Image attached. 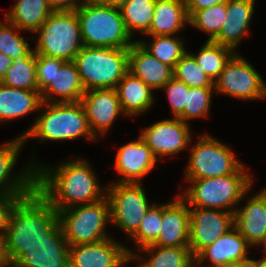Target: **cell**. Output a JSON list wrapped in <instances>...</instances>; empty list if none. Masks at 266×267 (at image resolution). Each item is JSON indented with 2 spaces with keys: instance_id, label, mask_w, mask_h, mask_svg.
I'll use <instances>...</instances> for the list:
<instances>
[{
  "instance_id": "1f68e13d",
  "label": "cell",
  "mask_w": 266,
  "mask_h": 267,
  "mask_svg": "<svg viewBox=\"0 0 266 267\" xmlns=\"http://www.w3.org/2000/svg\"><path fill=\"white\" fill-rule=\"evenodd\" d=\"M156 0H129L120 7L122 19L128 33H146L152 23Z\"/></svg>"
},
{
  "instance_id": "b9f144b4",
  "label": "cell",
  "mask_w": 266,
  "mask_h": 267,
  "mask_svg": "<svg viewBox=\"0 0 266 267\" xmlns=\"http://www.w3.org/2000/svg\"><path fill=\"white\" fill-rule=\"evenodd\" d=\"M227 0H185L188 16L190 17L195 11L210 8Z\"/></svg>"
},
{
  "instance_id": "f907efd6",
  "label": "cell",
  "mask_w": 266,
  "mask_h": 267,
  "mask_svg": "<svg viewBox=\"0 0 266 267\" xmlns=\"http://www.w3.org/2000/svg\"><path fill=\"white\" fill-rule=\"evenodd\" d=\"M11 265V266H10ZM20 267L19 265H17L16 263H13V262H9L8 264H5L4 266L2 267Z\"/></svg>"
},
{
  "instance_id": "8fae6325",
  "label": "cell",
  "mask_w": 266,
  "mask_h": 267,
  "mask_svg": "<svg viewBox=\"0 0 266 267\" xmlns=\"http://www.w3.org/2000/svg\"><path fill=\"white\" fill-rule=\"evenodd\" d=\"M214 92L243 100L266 98V83L244 58L235 54L214 81Z\"/></svg>"
},
{
  "instance_id": "83f0119b",
  "label": "cell",
  "mask_w": 266,
  "mask_h": 267,
  "mask_svg": "<svg viewBox=\"0 0 266 267\" xmlns=\"http://www.w3.org/2000/svg\"><path fill=\"white\" fill-rule=\"evenodd\" d=\"M53 12L48 0H17L5 19L20 30L36 32Z\"/></svg>"
},
{
  "instance_id": "74e56055",
  "label": "cell",
  "mask_w": 266,
  "mask_h": 267,
  "mask_svg": "<svg viewBox=\"0 0 266 267\" xmlns=\"http://www.w3.org/2000/svg\"><path fill=\"white\" fill-rule=\"evenodd\" d=\"M214 87H190L182 111V121L208 116Z\"/></svg>"
},
{
  "instance_id": "f6af8a7d",
  "label": "cell",
  "mask_w": 266,
  "mask_h": 267,
  "mask_svg": "<svg viewBox=\"0 0 266 267\" xmlns=\"http://www.w3.org/2000/svg\"><path fill=\"white\" fill-rule=\"evenodd\" d=\"M10 259L7 254L5 236L0 234V267L8 264Z\"/></svg>"
},
{
  "instance_id": "4316f807",
  "label": "cell",
  "mask_w": 266,
  "mask_h": 267,
  "mask_svg": "<svg viewBox=\"0 0 266 267\" xmlns=\"http://www.w3.org/2000/svg\"><path fill=\"white\" fill-rule=\"evenodd\" d=\"M42 108L43 101L38 90L12 88L0 82V123Z\"/></svg>"
},
{
  "instance_id": "c3c4849f",
  "label": "cell",
  "mask_w": 266,
  "mask_h": 267,
  "mask_svg": "<svg viewBox=\"0 0 266 267\" xmlns=\"http://www.w3.org/2000/svg\"><path fill=\"white\" fill-rule=\"evenodd\" d=\"M255 267H266V260L263 258L258 261L255 260Z\"/></svg>"
},
{
  "instance_id": "7bdbcfd3",
  "label": "cell",
  "mask_w": 266,
  "mask_h": 267,
  "mask_svg": "<svg viewBox=\"0 0 266 267\" xmlns=\"http://www.w3.org/2000/svg\"><path fill=\"white\" fill-rule=\"evenodd\" d=\"M79 1L80 0H48L53 11H76L86 0Z\"/></svg>"
},
{
  "instance_id": "d4e9b609",
  "label": "cell",
  "mask_w": 266,
  "mask_h": 267,
  "mask_svg": "<svg viewBox=\"0 0 266 267\" xmlns=\"http://www.w3.org/2000/svg\"><path fill=\"white\" fill-rule=\"evenodd\" d=\"M186 23L189 16L185 0H156L152 23L145 35L174 36Z\"/></svg>"
},
{
  "instance_id": "6da1fadb",
  "label": "cell",
  "mask_w": 266,
  "mask_h": 267,
  "mask_svg": "<svg viewBox=\"0 0 266 267\" xmlns=\"http://www.w3.org/2000/svg\"><path fill=\"white\" fill-rule=\"evenodd\" d=\"M96 173L85 159L72 160L57 168H35V189L59 212L103 199Z\"/></svg>"
},
{
  "instance_id": "cb8c5ba5",
  "label": "cell",
  "mask_w": 266,
  "mask_h": 267,
  "mask_svg": "<svg viewBox=\"0 0 266 267\" xmlns=\"http://www.w3.org/2000/svg\"><path fill=\"white\" fill-rule=\"evenodd\" d=\"M85 92L77 67L70 61L56 67L55 74L50 84L41 92V97L43 102H78ZM53 94L61 98L55 101Z\"/></svg>"
},
{
  "instance_id": "7dc6e473",
  "label": "cell",
  "mask_w": 266,
  "mask_h": 267,
  "mask_svg": "<svg viewBox=\"0 0 266 267\" xmlns=\"http://www.w3.org/2000/svg\"><path fill=\"white\" fill-rule=\"evenodd\" d=\"M229 267H255V260L248 258L244 261L235 262Z\"/></svg>"
},
{
  "instance_id": "9c48e42d",
  "label": "cell",
  "mask_w": 266,
  "mask_h": 267,
  "mask_svg": "<svg viewBox=\"0 0 266 267\" xmlns=\"http://www.w3.org/2000/svg\"><path fill=\"white\" fill-rule=\"evenodd\" d=\"M196 142L190 150L186 180L225 176L243 165L226 144L208 134L200 136Z\"/></svg>"
},
{
  "instance_id": "d590c367",
  "label": "cell",
  "mask_w": 266,
  "mask_h": 267,
  "mask_svg": "<svg viewBox=\"0 0 266 267\" xmlns=\"http://www.w3.org/2000/svg\"><path fill=\"white\" fill-rule=\"evenodd\" d=\"M173 74L176 79L182 81L188 87H214V82L198 66L189 52H186L176 63Z\"/></svg>"
},
{
  "instance_id": "f5cc1de1",
  "label": "cell",
  "mask_w": 266,
  "mask_h": 267,
  "mask_svg": "<svg viewBox=\"0 0 266 267\" xmlns=\"http://www.w3.org/2000/svg\"><path fill=\"white\" fill-rule=\"evenodd\" d=\"M263 193H264V195L266 196V189H263V190H261Z\"/></svg>"
},
{
  "instance_id": "ac0fdd59",
  "label": "cell",
  "mask_w": 266,
  "mask_h": 267,
  "mask_svg": "<svg viewBox=\"0 0 266 267\" xmlns=\"http://www.w3.org/2000/svg\"><path fill=\"white\" fill-rule=\"evenodd\" d=\"M161 232L153 245L189 247L190 211L187 203L176 196L171 203L163 204Z\"/></svg>"
},
{
  "instance_id": "7a4b0ae2",
  "label": "cell",
  "mask_w": 266,
  "mask_h": 267,
  "mask_svg": "<svg viewBox=\"0 0 266 267\" xmlns=\"http://www.w3.org/2000/svg\"><path fill=\"white\" fill-rule=\"evenodd\" d=\"M61 230L58 212L36 189L21 197L4 233L10 262L15 263L37 243L51 241Z\"/></svg>"
},
{
  "instance_id": "44dd1931",
  "label": "cell",
  "mask_w": 266,
  "mask_h": 267,
  "mask_svg": "<svg viewBox=\"0 0 266 267\" xmlns=\"http://www.w3.org/2000/svg\"><path fill=\"white\" fill-rule=\"evenodd\" d=\"M254 4L255 0H227V18L212 42L236 49L241 38L248 34Z\"/></svg>"
},
{
  "instance_id": "ee69618b",
  "label": "cell",
  "mask_w": 266,
  "mask_h": 267,
  "mask_svg": "<svg viewBox=\"0 0 266 267\" xmlns=\"http://www.w3.org/2000/svg\"><path fill=\"white\" fill-rule=\"evenodd\" d=\"M13 59L0 52V82L4 78L7 69L12 66Z\"/></svg>"
},
{
  "instance_id": "3957f363",
  "label": "cell",
  "mask_w": 266,
  "mask_h": 267,
  "mask_svg": "<svg viewBox=\"0 0 266 267\" xmlns=\"http://www.w3.org/2000/svg\"><path fill=\"white\" fill-rule=\"evenodd\" d=\"M245 168L242 165L235 173L221 177L186 180L191 185L179 196L193 207L235 213L236 204L247 196L252 187L253 176Z\"/></svg>"
},
{
  "instance_id": "4fadbf2b",
  "label": "cell",
  "mask_w": 266,
  "mask_h": 267,
  "mask_svg": "<svg viewBox=\"0 0 266 267\" xmlns=\"http://www.w3.org/2000/svg\"><path fill=\"white\" fill-rule=\"evenodd\" d=\"M134 254L109 237L97 243L69 246V267H123Z\"/></svg>"
},
{
  "instance_id": "ab89813d",
  "label": "cell",
  "mask_w": 266,
  "mask_h": 267,
  "mask_svg": "<svg viewBox=\"0 0 266 267\" xmlns=\"http://www.w3.org/2000/svg\"><path fill=\"white\" fill-rule=\"evenodd\" d=\"M65 61L36 54V74L38 91L41 93L51 82L55 74L56 67H61Z\"/></svg>"
},
{
  "instance_id": "277c9868",
  "label": "cell",
  "mask_w": 266,
  "mask_h": 267,
  "mask_svg": "<svg viewBox=\"0 0 266 267\" xmlns=\"http://www.w3.org/2000/svg\"><path fill=\"white\" fill-rule=\"evenodd\" d=\"M76 14L84 46L129 49L135 43L126 30L118 7L86 0Z\"/></svg>"
},
{
  "instance_id": "e0dca14e",
  "label": "cell",
  "mask_w": 266,
  "mask_h": 267,
  "mask_svg": "<svg viewBox=\"0 0 266 267\" xmlns=\"http://www.w3.org/2000/svg\"><path fill=\"white\" fill-rule=\"evenodd\" d=\"M157 160L140 136L137 141L119 147L115 157V168L117 173L123 176L118 182L141 183L142 177L154 168Z\"/></svg>"
},
{
  "instance_id": "52a82bcc",
  "label": "cell",
  "mask_w": 266,
  "mask_h": 267,
  "mask_svg": "<svg viewBox=\"0 0 266 267\" xmlns=\"http://www.w3.org/2000/svg\"><path fill=\"white\" fill-rule=\"evenodd\" d=\"M36 33V54L70 62L84 47L76 11H53Z\"/></svg>"
},
{
  "instance_id": "5bb4252c",
  "label": "cell",
  "mask_w": 266,
  "mask_h": 267,
  "mask_svg": "<svg viewBox=\"0 0 266 267\" xmlns=\"http://www.w3.org/2000/svg\"><path fill=\"white\" fill-rule=\"evenodd\" d=\"M191 136L188 122L174 117L158 121L140 134L156 159L157 155L161 158L178 154L191 143Z\"/></svg>"
},
{
  "instance_id": "ba28073f",
  "label": "cell",
  "mask_w": 266,
  "mask_h": 267,
  "mask_svg": "<svg viewBox=\"0 0 266 267\" xmlns=\"http://www.w3.org/2000/svg\"><path fill=\"white\" fill-rule=\"evenodd\" d=\"M64 237L69 246L97 243L110 236L105 226L111 222L107 197L91 203L67 208L58 212Z\"/></svg>"
},
{
  "instance_id": "484cf974",
  "label": "cell",
  "mask_w": 266,
  "mask_h": 267,
  "mask_svg": "<svg viewBox=\"0 0 266 267\" xmlns=\"http://www.w3.org/2000/svg\"><path fill=\"white\" fill-rule=\"evenodd\" d=\"M121 108L126 116L148 111L154 104L153 90L129 71L115 88Z\"/></svg>"
},
{
  "instance_id": "7c38bea8",
  "label": "cell",
  "mask_w": 266,
  "mask_h": 267,
  "mask_svg": "<svg viewBox=\"0 0 266 267\" xmlns=\"http://www.w3.org/2000/svg\"><path fill=\"white\" fill-rule=\"evenodd\" d=\"M189 248L195 259L234 227V213L195 207L190 208Z\"/></svg>"
},
{
  "instance_id": "681fc988",
  "label": "cell",
  "mask_w": 266,
  "mask_h": 267,
  "mask_svg": "<svg viewBox=\"0 0 266 267\" xmlns=\"http://www.w3.org/2000/svg\"><path fill=\"white\" fill-rule=\"evenodd\" d=\"M259 245H262L264 247V251L266 252V237L260 242ZM263 259L266 260V255H265V257Z\"/></svg>"
},
{
  "instance_id": "60d3db41",
  "label": "cell",
  "mask_w": 266,
  "mask_h": 267,
  "mask_svg": "<svg viewBox=\"0 0 266 267\" xmlns=\"http://www.w3.org/2000/svg\"><path fill=\"white\" fill-rule=\"evenodd\" d=\"M28 194H0V234L5 233L8 217L17 201Z\"/></svg>"
},
{
  "instance_id": "7402d4cb",
  "label": "cell",
  "mask_w": 266,
  "mask_h": 267,
  "mask_svg": "<svg viewBox=\"0 0 266 267\" xmlns=\"http://www.w3.org/2000/svg\"><path fill=\"white\" fill-rule=\"evenodd\" d=\"M234 226L251 246H259L266 237V196L259 191L234 213Z\"/></svg>"
},
{
  "instance_id": "603a6c76",
  "label": "cell",
  "mask_w": 266,
  "mask_h": 267,
  "mask_svg": "<svg viewBox=\"0 0 266 267\" xmlns=\"http://www.w3.org/2000/svg\"><path fill=\"white\" fill-rule=\"evenodd\" d=\"M15 263L20 267H69V245L63 231L51 241L37 243Z\"/></svg>"
},
{
  "instance_id": "5b68a950",
  "label": "cell",
  "mask_w": 266,
  "mask_h": 267,
  "mask_svg": "<svg viewBox=\"0 0 266 267\" xmlns=\"http://www.w3.org/2000/svg\"><path fill=\"white\" fill-rule=\"evenodd\" d=\"M47 106V107H46ZM47 109L35 119L34 124L21 135L27 138H39L41 141L74 140L86 137L98 140L90 130L87 116L80 101L78 102H43Z\"/></svg>"
},
{
  "instance_id": "ffe728a7",
  "label": "cell",
  "mask_w": 266,
  "mask_h": 267,
  "mask_svg": "<svg viewBox=\"0 0 266 267\" xmlns=\"http://www.w3.org/2000/svg\"><path fill=\"white\" fill-rule=\"evenodd\" d=\"M128 71L152 90L162 88L173 77V68L149 54L136 40L128 49Z\"/></svg>"
},
{
  "instance_id": "e575fe53",
  "label": "cell",
  "mask_w": 266,
  "mask_h": 267,
  "mask_svg": "<svg viewBox=\"0 0 266 267\" xmlns=\"http://www.w3.org/2000/svg\"><path fill=\"white\" fill-rule=\"evenodd\" d=\"M162 218L163 205L153 204L145 214L138 231L131 237L139 250L157 241L162 228Z\"/></svg>"
},
{
  "instance_id": "836d02e7",
  "label": "cell",
  "mask_w": 266,
  "mask_h": 267,
  "mask_svg": "<svg viewBox=\"0 0 266 267\" xmlns=\"http://www.w3.org/2000/svg\"><path fill=\"white\" fill-rule=\"evenodd\" d=\"M226 18V2H223L210 8L195 11L189 17V24L208 33V41H212L219 34Z\"/></svg>"
},
{
  "instance_id": "d6a6232c",
  "label": "cell",
  "mask_w": 266,
  "mask_h": 267,
  "mask_svg": "<svg viewBox=\"0 0 266 267\" xmlns=\"http://www.w3.org/2000/svg\"><path fill=\"white\" fill-rule=\"evenodd\" d=\"M173 35L152 36L153 41L149 45L144 41L138 42L153 57L160 62L175 68L176 63L187 52L184 48V41Z\"/></svg>"
},
{
  "instance_id": "816d5d0a",
  "label": "cell",
  "mask_w": 266,
  "mask_h": 267,
  "mask_svg": "<svg viewBox=\"0 0 266 267\" xmlns=\"http://www.w3.org/2000/svg\"><path fill=\"white\" fill-rule=\"evenodd\" d=\"M194 265V266H193ZM196 263H195V261L189 266V267H196ZM200 267V266H199Z\"/></svg>"
},
{
  "instance_id": "30bf717a",
  "label": "cell",
  "mask_w": 266,
  "mask_h": 267,
  "mask_svg": "<svg viewBox=\"0 0 266 267\" xmlns=\"http://www.w3.org/2000/svg\"><path fill=\"white\" fill-rule=\"evenodd\" d=\"M106 188L111 222L131 238L138 231L140 223L152 204H148L141 183L115 182Z\"/></svg>"
},
{
  "instance_id": "4dcf8cb0",
  "label": "cell",
  "mask_w": 266,
  "mask_h": 267,
  "mask_svg": "<svg viewBox=\"0 0 266 267\" xmlns=\"http://www.w3.org/2000/svg\"><path fill=\"white\" fill-rule=\"evenodd\" d=\"M190 54L193 56L198 66L214 82L229 60L235 55V50L207 40L200 48L198 54Z\"/></svg>"
},
{
  "instance_id": "f546056e",
  "label": "cell",
  "mask_w": 266,
  "mask_h": 267,
  "mask_svg": "<svg viewBox=\"0 0 266 267\" xmlns=\"http://www.w3.org/2000/svg\"><path fill=\"white\" fill-rule=\"evenodd\" d=\"M1 83L12 88L38 90L36 53L31 50L24 57L14 58Z\"/></svg>"
},
{
  "instance_id": "2e32d148",
  "label": "cell",
  "mask_w": 266,
  "mask_h": 267,
  "mask_svg": "<svg viewBox=\"0 0 266 267\" xmlns=\"http://www.w3.org/2000/svg\"><path fill=\"white\" fill-rule=\"evenodd\" d=\"M24 140L20 136L0 147V194H29L35 189V168L30 164L24 171L11 176ZM33 166V168H31ZM11 177V178H10Z\"/></svg>"
},
{
  "instance_id": "9a60e30c",
  "label": "cell",
  "mask_w": 266,
  "mask_h": 267,
  "mask_svg": "<svg viewBox=\"0 0 266 267\" xmlns=\"http://www.w3.org/2000/svg\"><path fill=\"white\" fill-rule=\"evenodd\" d=\"M80 103L87 116L90 130L96 138H98V132L106 134L120 113L125 115L115 89L86 91L82 95Z\"/></svg>"
},
{
  "instance_id": "8d00e7d4",
  "label": "cell",
  "mask_w": 266,
  "mask_h": 267,
  "mask_svg": "<svg viewBox=\"0 0 266 267\" xmlns=\"http://www.w3.org/2000/svg\"><path fill=\"white\" fill-rule=\"evenodd\" d=\"M17 30L20 29L9 21H0V52L11 59L24 57L32 50Z\"/></svg>"
},
{
  "instance_id": "f35d334b",
  "label": "cell",
  "mask_w": 266,
  "mask_h": 267,
  "mask_svg": "<svg viewBox=\"0 0 266 267\" xmlns=\"http://www.w3.org/2000/svg\"><path fill=\"white\" fill-rule=\"evenodd\" d=\"M163 88L167 92V98L171 105L174 118H179L182 120V111L184 104H186L187 93L190 87L173 77L162 87V89Z\"/></svg>"
},
{
  "instance_id": "bcb514c9",
  "label": "cell",
  "mask_w": 266,
  "mask_h": 267,
  "mask_svg": "<svg viewBox=\"0 0 266 267\" xmlns=\"http://www.w3.org/2000/svg\"><path fill=\"white\" fill-rule=\"evenodd\" d=\"M92 1L101 5L120 8L123 4H125L129 0H92Z\"/></svg>"
},
{
  "instance_id": "f1b7e54d",
  "label": "cell",
  "mask_w": 266,
  "mask_h": 267,
  "mask_svg": "<svg viewBox=\"0 0 266 267\" xmlns=\"http://www.w3.org/2000/svg\"><path fill=\"white\" fill-rule=\"evenodd\" d=\"M150 258L144 260L143 257L134 254L131 258L141 260L139 267H189L195 259L189 247H164L150 245L142 248ZM156 250V251H155Z\"/></svg>"
},
{
  "instance_id": "8992f818",
  "label": "cell",
  "mask_w": 266,
  "mask_h": 267,
  "mask_svg": "<svg viewBox=\"0 0 266 267\" xmlns=\"http://www.w3.org/2000/svg\"><path fill=\"white\" fill-rule=\"evenodd\" d=\"M73 62L85 91L115 89L128 72V49L84 46Z\"/></svg>"
},
{
  "instance_id": "d6986e66",
  "label": "cell",
  "mask_w": 266,
  "mask_h": 267,
  "mask_svg": "<svg viewBox=\"0 0 266 267\" xmlns=\"http://www.w3.org/2000/svg\"><path fill=\"white\" fill-rule=\"evenodd\" d=\"M251 245L234 226L223 234L214 244L205 248L196 258L197 265L210 260L209 267H229L235 262L248 259L247 249ZM208 267V266H206Z\"/></svg>"
}]
</instances>
